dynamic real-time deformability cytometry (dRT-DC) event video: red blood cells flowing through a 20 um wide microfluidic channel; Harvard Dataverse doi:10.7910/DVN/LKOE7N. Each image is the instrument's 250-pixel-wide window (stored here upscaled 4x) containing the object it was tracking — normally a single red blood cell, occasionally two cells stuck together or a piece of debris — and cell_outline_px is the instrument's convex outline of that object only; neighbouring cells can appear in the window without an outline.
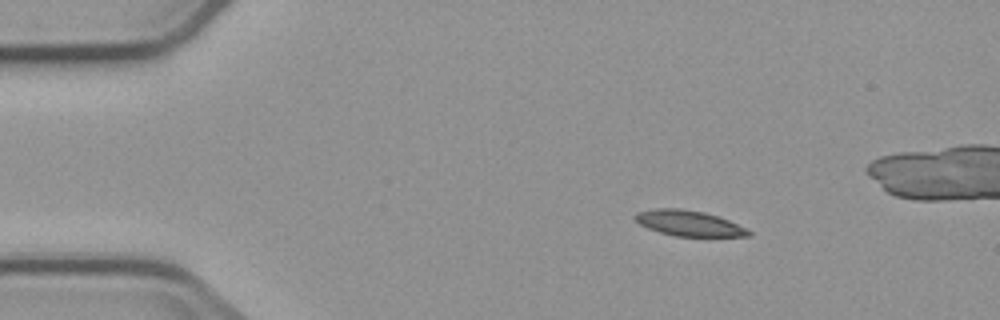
{"species": "common noctule bat (a hibernating species)", "species_latin": "Nyctalus noctula", "temperature_condition": "cold", "stored_images_in_passage": 3, "camera_frame_rate_fps": 3000, "um_per_image_px": 0.085, "animal": {"sex": "male", "body_mass_g": 23.1, "forearm_length_mm": 52.7}, "frame": {"image": 1, "passage_image": 1, "time_ms": 0.0, "image_size_px": [1000, 320], "cell_outline_px": [[752, 236], [676, 236], [660, 232], [648, 228], [640, 224], [632, 216], [636, 212], [656, 208], [680, 208], [704, 212], [720, 216], [752, 232]], "centroid_in_image_um": [58.53, 18.96], "position_along_channel_um": 26.5, "area_um2": 16.82}}